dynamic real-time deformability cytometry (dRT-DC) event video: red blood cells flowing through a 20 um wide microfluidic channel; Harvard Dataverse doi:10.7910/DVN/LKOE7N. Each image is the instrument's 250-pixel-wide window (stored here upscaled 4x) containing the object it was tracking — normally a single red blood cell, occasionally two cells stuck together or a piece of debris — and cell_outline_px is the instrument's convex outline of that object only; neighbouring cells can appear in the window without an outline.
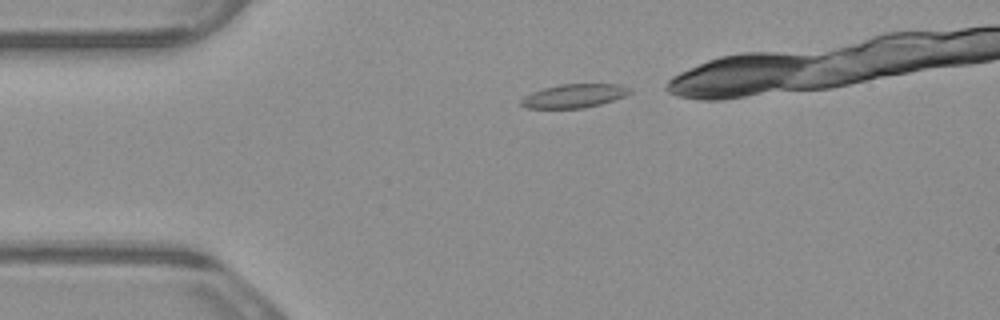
{"species": "common noctule bat (a hibernating species)", "species_latin": "Nyctalus noctula", "temperature_condition": "warm", "stored_images_in_passage": 2, "camera_frame_rate_fps": 3000, "um_per_image_px": 0.085, "animal": {"sex": "male", "body_mass_g": 23.1, "forearm_length_mm": 52.7}, "frame": {"image": 1, "passage_image": 1, "time_ms": 0.0, "image_size_px": [1000, 320], "cell_outline_px": [[632, 92], [624, 96], [600, 104], [584, 108], [524, 108], [520, 104], [520, 100], [524, 96], [532, 92], [544, 88], [560, 84], [620, 84], [632, 88]], "centroid_in_image_um": [48.8, 8.14], "position_along_channel_um": 36.2, "area_um2": 15.03}}